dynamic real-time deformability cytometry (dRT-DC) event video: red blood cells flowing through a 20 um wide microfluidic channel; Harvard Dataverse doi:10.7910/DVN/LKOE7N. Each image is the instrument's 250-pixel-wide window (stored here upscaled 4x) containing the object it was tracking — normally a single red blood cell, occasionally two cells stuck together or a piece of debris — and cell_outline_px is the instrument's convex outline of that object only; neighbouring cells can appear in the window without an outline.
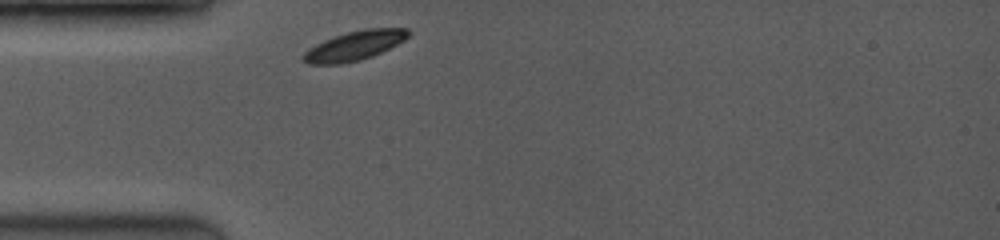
{"species": "common noctule bat (a hibernating species)", "species_latin": "Nyctalus noctula", "temperature_condition": "room temperature", "stored_images_in_passage": 34, "camera_frame_rate_fps": 3500, "um_per_image_px": 0.085, "animal": {"sex": "female", "body_mass_g": 19.0, "forearm_length_mm": 53.3}, "frame": {"image": 1, "passage_image": 1, "time_ms": 0.0, "image_size_px": [1000, 240], "cell_outline_px": [[412, 32], [404, 40], [372, 56], [360, 60], [340, 64], [308, 64], [300, 56], [308, 48], [332, 36], [364, 28], [408, 28]], "centroid_in_image_um": [30.11, 3.87], "position_along_channel_um": 54.9, "area_um2": 17.98}}
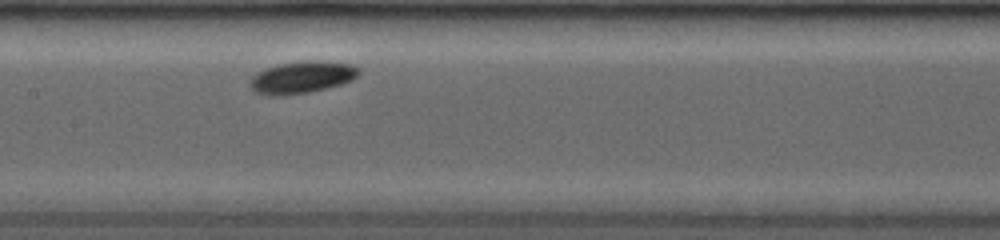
{"frame": {"image": 2, "passage_image": 13, "time_ms": 3.429, "image_size_px": [1000, 240], "cell_outline_px": [[360, 72], [352, 80], [340, 84], [308, 92], [280, 96], [268, 96], [256, 92], [252, 88], [252, 76], [268, 68], [280, 64], [308, 60], [320, 60], [352, 64], [360, 68]], "centroid_in_image_um": [25.71, 6.56], "position_along_channel_um": 181.7, "area_um2": 20.0}}
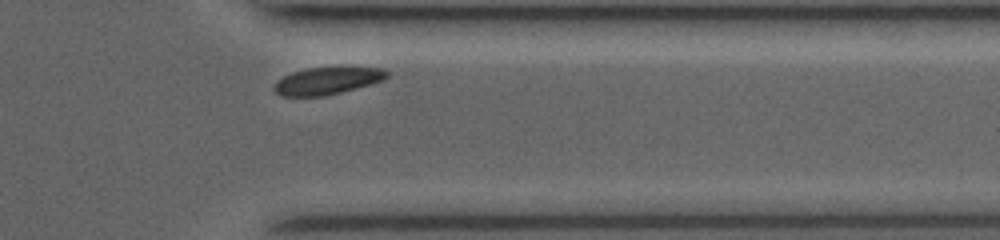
{"frame": {"image": 3, "passage_image": 31, "time_ms": 8.571, "image_size_px": [1000, 240], "cell_outline_px": [[388, 76], [384, 80], [340, 92], [324, 96], [280, 96], [272, 88], [276, 80], [292, 72], [308, 68], [340, 64], [348, 64], [384, 68], [388, 72]], "centroid_in_image_um": [27.87, 6.8], "position_along_channel_um": 383.5, "area_um2": 18.84}, "authors_computed_cell_mechanics": {"area_um2": 18.9584, "velocity_mm_per_s": 3.8995, "shape_relaxation_time_tau1_ms": 0.701, "shape_relaxation_time_tau2_ms": null, "deformation_change_tau1": 0.0657, "deformation_change_tau2": null}}